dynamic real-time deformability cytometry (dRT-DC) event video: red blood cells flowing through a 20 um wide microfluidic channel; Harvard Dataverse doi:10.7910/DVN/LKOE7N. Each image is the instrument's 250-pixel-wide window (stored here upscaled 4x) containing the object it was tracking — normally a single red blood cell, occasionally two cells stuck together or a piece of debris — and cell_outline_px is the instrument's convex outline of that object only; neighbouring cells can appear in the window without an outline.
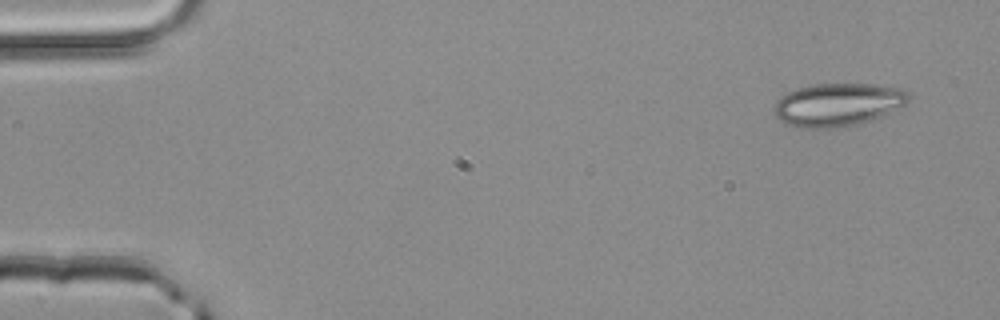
{"species": "common noctule bat (a hibernating species)", "species_latin": "Nyctalus noctula", "temperature_condition": "room temperature", "stored_images_in_passage": 3, "camera_frame_rate_fps": 3000, "um_per_image_px": 0.085, "animal": {"sex": "male", "body_mass_g": 20.4}, "frame": {"image": 1, "passage_image": 1, "time_ms": 0.0, "image_size_px": [1000, 320], "cell_outline_px": [[908, 100], [904, 104], [872, 120], [840, 128], [800, 128], [784, 124], [772, 112], [772, 108], [776, 100], [788, 92], [796, 88], [808, 84], [872, 84], [904, 88], [908, 92]], "centroid_in_image_um": [71.14, 8.89], "position_along_channel_um": 13.9, "area_um2": 33.99}}